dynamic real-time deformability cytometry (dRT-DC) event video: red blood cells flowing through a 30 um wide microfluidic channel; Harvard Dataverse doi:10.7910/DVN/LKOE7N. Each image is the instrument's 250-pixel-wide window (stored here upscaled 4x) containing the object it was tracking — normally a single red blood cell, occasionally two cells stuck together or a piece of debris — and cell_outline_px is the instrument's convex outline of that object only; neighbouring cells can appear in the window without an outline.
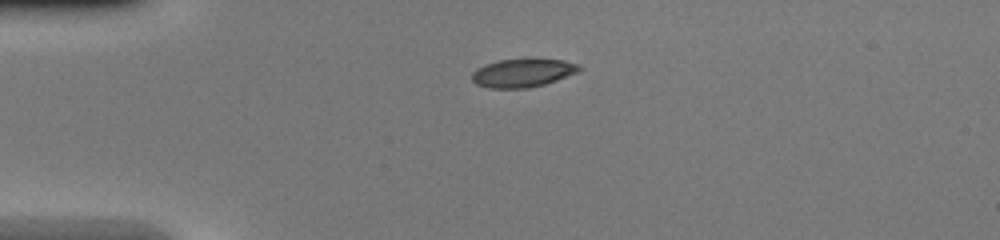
{"species": "common noctule bat (a hibernating species)", "species_latin": "Nyctalus noctula", "temperature_condition": "warm", "stored_images_in_passage": 35, "camera_frame_rate_fps": 3000, "um_per_image_px": 0.085, "animal": {"sex": "female", "body_mass_g": 20.0, "forearm_length_mm": 54.0}, "frame": {"image": 1, "passage_image": 1, "time_ms": 0.0, "image_size_px": [1000, 240], "cell_outline_px": [[584, 68], [576, 72], [556, 80], [544, 84], [528, 88], [488, 88], [476, 84], [472, 80], [472, 72], [476, 68], [484, 64], [500, 60], [564, 60], [580, 64]], "centroid_in_image_um": [44.41, 6.21], "position_along_channel_um": 40.6, "area_um2": 17.51}}
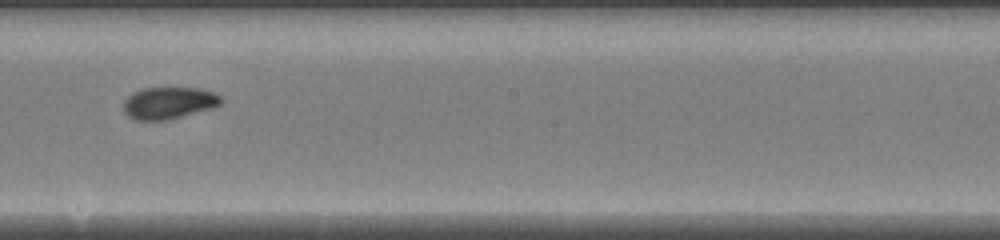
{"frame": {"image": 2, "passage_image": 16, "time_ms": 5.0, "image_size_px": [1000, 240], "cell_outline_px": [[224, 100], [220, 104], [212, 108], [168, 120], [132, 120], [124, 112], [124, 100], [132, 92], [144, 88], [168, 84], [200, 88], [212, 92], [220, 96]], "centroid_in_image_um": [14.34, 8.69], "position_along_channel_um": 233.9, "area_um2": 19.02}}
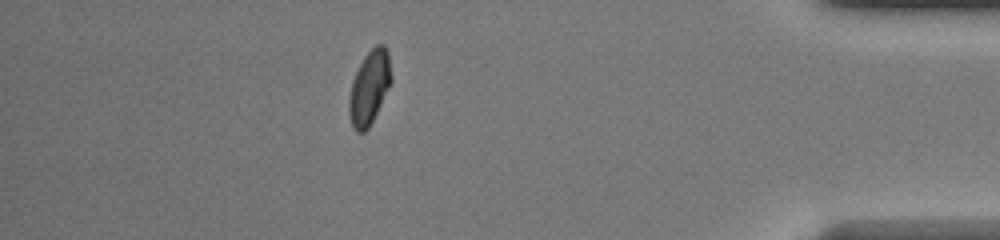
{"frame": {"image": 3, "passage_image": 30, "time_ms": 9.667, "image_size_px": [1000, 240], "cell_outline_px": [[392, 80], [368, 128], [364, 132], [356, 132], [352, 128], [348, 112], [348, 96], [352, 80], [364, 56], [376, 44], [384, 44], [388, 52], [392, 76]], "centroid_in_image_um": [31.37, 7.43], "position_along_channel_um": 403.8, "area_um2": 18.09}}